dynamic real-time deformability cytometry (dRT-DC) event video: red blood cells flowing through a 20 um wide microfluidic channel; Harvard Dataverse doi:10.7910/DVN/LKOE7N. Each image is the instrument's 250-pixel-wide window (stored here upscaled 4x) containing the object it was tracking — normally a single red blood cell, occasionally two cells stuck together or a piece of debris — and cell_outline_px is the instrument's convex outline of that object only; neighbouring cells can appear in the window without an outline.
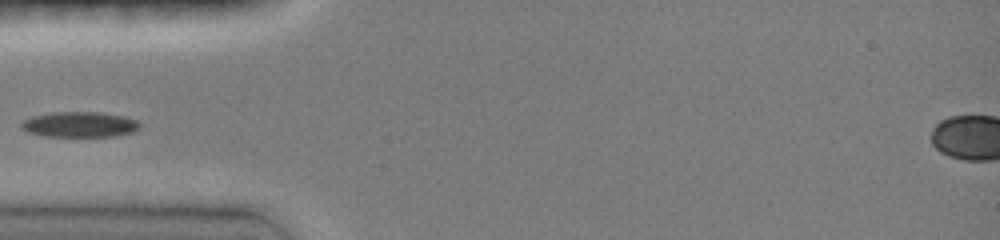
{"species": "common noctule bat (a hibernating species)", "species_latin": "Nyctalus noctula", "temperature_condition": "room temperature", "stored_images_in_passage": 55, "camera_frame_rate_fps": 3000, "um_per_image_px": 0.085, "animal": {"sex": "female", "body_mass_g": 19.0, "forearm_length_mm": 51.5}, "frame": {"image": 1, "passage_image": 1, "time_ms": 0.0, "image_size_px": [1000, 240], "cell_outline_px": [[140, 128], [132, 132], [112, 136], [44, 136], [28, 132], [20, 128], [20, 124], [24, 120], [32, 116], [52, 112], [100, 112], [124, 116], [136, 120], [140, 124]], "centroid_in_image_um": [6.75, 10.57], "position_along_channel_um": 78.3, "area_um2": 17.51}}
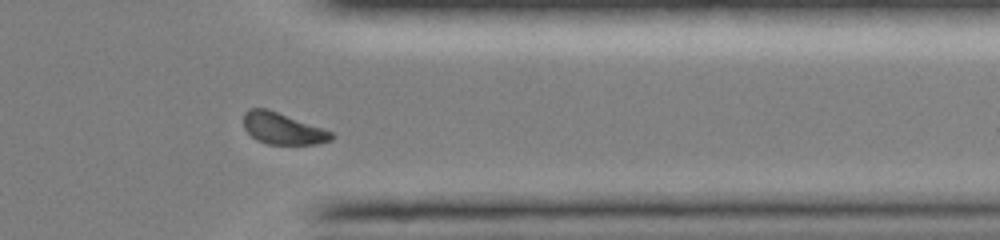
{"frame": {"image": 2, "passage_image": 40, "time_ms": 7.667, "image_size_px": [1000, 240], "cell_outline_px": [[336, 136], [332, 140], [316, 144], [268, 144], [256, 140], [244, 128], [244, 112], [248, 108], [268, 108], [332, 132]], "centroid_in_image_um": [24.02, 10.92], "position_along_channel_um": 387.4, "area_um2": 16.13}}
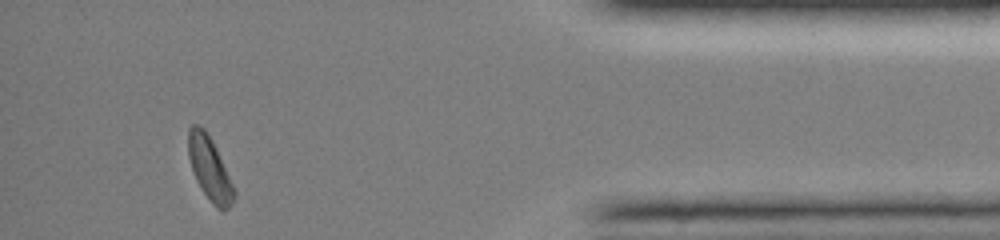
{"frame": {"image": 3, "passage_image": 50, "time_ms": 9.333, "image_size_px": [1000, 240], "cell_outline_px": [[236, 196], [232, 204], [228, 208], [220, 212], [212, 204], [196, 180], [188, 156], [188, 128], [192, 124], [200, 124], [204, 128], [212, 140], [216, 148], [236, 192]], "centroid_in_image_um": [17.82, 14.33], "position_along_channel_um": 417.4, "area_um2": 16.88}}